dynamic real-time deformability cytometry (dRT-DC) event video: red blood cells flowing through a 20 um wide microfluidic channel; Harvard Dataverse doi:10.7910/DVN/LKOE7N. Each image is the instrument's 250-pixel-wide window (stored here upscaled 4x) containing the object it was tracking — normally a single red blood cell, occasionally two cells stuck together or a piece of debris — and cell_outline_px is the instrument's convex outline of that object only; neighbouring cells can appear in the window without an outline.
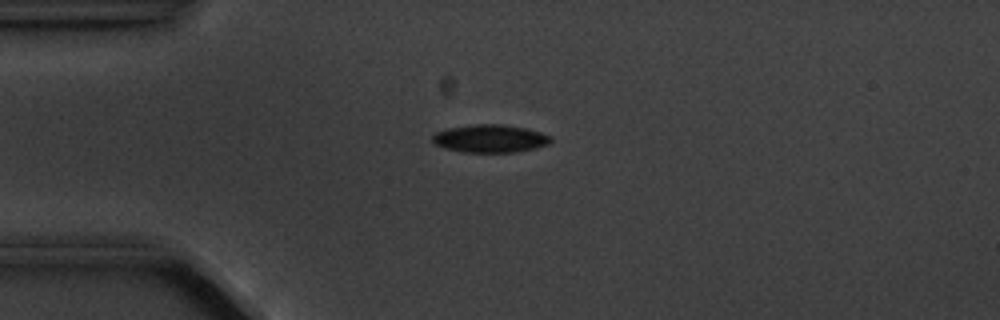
{"species": "common noctule bat (a hibernating species)", "species_latin": "Nyctalus noctula", "temperature_condition": "cold", "stored_images_in_passage": 8, "camera_frame_rate_fps": 3000, "um_per_image_px": 0.085, "animal": {"sex": "male", "body_mass_g": 20.1, "forearm_length_mm": 53.5}, "frame": {"image": 1, "passage_image": 3, "time_ms": 2.333, "image_size_px": [1000, 320], "cell_outline_px": [[552, 140], [548, 144], [536, 148], [512, 152], [464, 152], [448, 148], [436, 144], [432, 140], [432, 136], [436, 132], [448, 128], [476, 124], [500, 124], [524, 128], [540, 132], [552, 136]], "centroid_in_image_um": [41.68, 11.77], "position_along_channel_um": 43.3, "area_um2": 18.96}}